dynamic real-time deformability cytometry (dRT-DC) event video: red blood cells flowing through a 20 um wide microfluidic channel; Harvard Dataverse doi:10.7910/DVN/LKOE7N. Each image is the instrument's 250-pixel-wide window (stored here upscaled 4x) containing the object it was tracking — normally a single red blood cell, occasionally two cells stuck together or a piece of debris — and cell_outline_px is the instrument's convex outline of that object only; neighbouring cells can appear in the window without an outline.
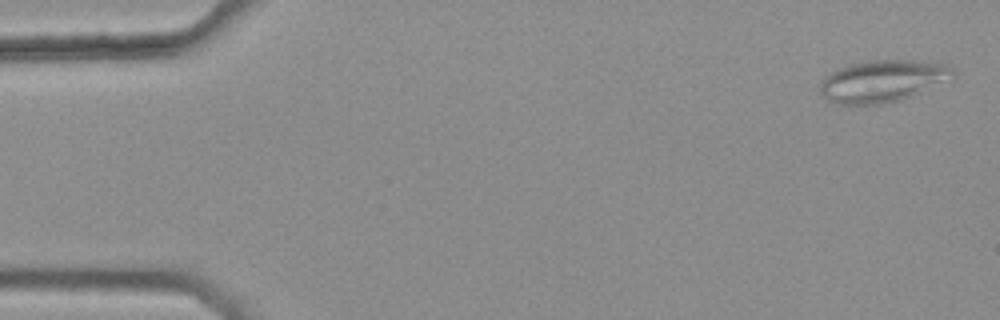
{"species": "common noctule bat (a hibernating species)", "species_latin": "Nyctalus noctula", "temperature_condition": "warm", "stored_images_in_passage": 5, "camera_frame_rate_fps": 3000, "um_per_image_px": 0.085, "animal": {"sex": "female", "body_mass_g": 25.1}, "frame": {"image": 1, "passage_image": 1, "time_ms": 0.0, "image_size_px": [1000, 320], "cell_outline_px": [[956, 76], [900, 100], [880, 104], [840, 104], [828, 100], [820, 92], [820, 84], [824, 76], [848, 64], [868, 60], [912, 60], [944, 64], [952, 68], [956, 72]], "centroid_in_image_um": [74.99, 6.87], "position_along_channel_um": 10.0, "area_um2": 32.14}}